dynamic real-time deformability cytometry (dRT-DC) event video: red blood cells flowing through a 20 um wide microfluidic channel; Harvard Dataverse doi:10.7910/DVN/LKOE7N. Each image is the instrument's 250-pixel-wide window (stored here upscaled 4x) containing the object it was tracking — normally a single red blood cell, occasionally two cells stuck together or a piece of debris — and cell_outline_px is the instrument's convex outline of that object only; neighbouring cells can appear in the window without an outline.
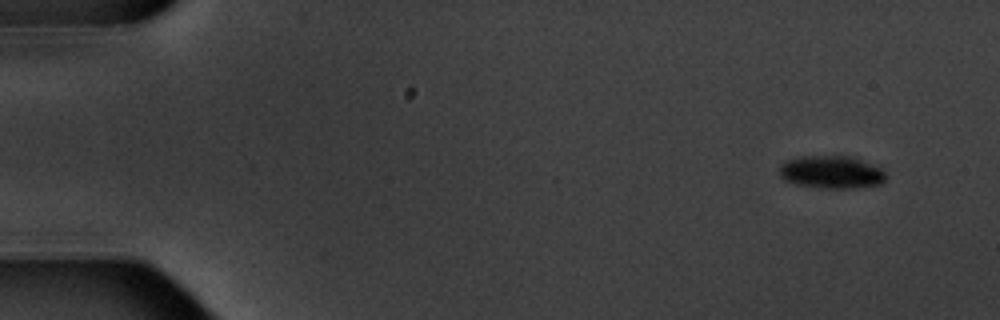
{"species": "common noctule bat (a hibernating species)", "species_latin": "Nyctalus noctula", "temperature_condition": "warm", "stored_images_in_passage": 4, "camera_frame_rate_fps": 3000, "um_per_image_px": 0.085, "animal": {"sex": "male", "body_mass_g": 20.1, "forearm_length_mm": 53.5}, "frame": {"image": 1, "passage_image": 1, "time_ms": 0.0, "image_size_px": [1000, 320], "cell_outline_px": [[888, 176], [880, 184], [856, 188], [820, 188], [796, 184], [784, 180], [780, 176], [780, 164], [784, 160], [800, 156], [848, 156], [880, 168]], "centroid_in_image_um": [70.62, 14.64], "position_along_channel_um": 14.4, "area_um2": 20.29}}